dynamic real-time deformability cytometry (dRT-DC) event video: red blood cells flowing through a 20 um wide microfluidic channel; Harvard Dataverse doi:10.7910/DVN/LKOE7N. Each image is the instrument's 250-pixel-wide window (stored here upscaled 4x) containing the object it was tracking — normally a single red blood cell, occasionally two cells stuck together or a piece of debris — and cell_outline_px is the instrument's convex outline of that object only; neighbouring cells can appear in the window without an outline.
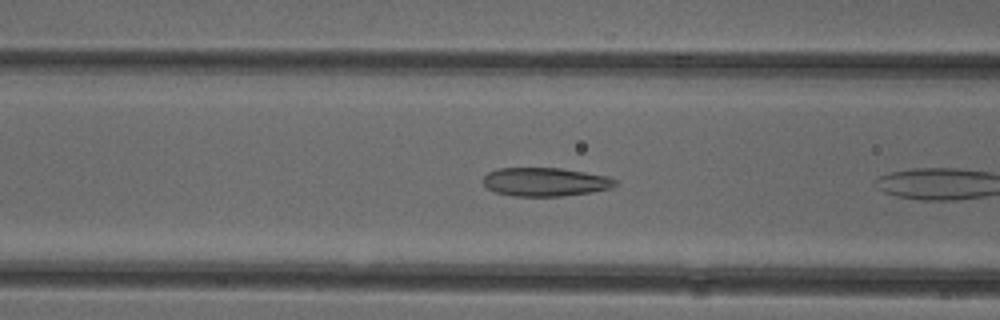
{"species": "common noctule bat (a hibernating species)", "species_latin": "Nyctalus noctula", "temperature_condition": "cold", "stored_images_in_passage": 9, "camera_frame_rate_fps": 3000, "um_per_image_px": 0.085, "animal": {"sex": "female"}, "frame": {"image": 1, "passage_image": 8, "time_ms": 2.333, "image_size_px": [1000, 320], "cell_outline_px": [[616, 184], [612, 188], [592, 192], [560, 196], [512, 196], [496, 192], [488, 188], [484, 184], [484, 176], [488, 172], [496, 168], [560, 168], [608, 176], [616, 180]], "centroid_in_image_um": [46.34, 15.46], "position_along_channel_um": 120.3, "area_um2": 21.96}}